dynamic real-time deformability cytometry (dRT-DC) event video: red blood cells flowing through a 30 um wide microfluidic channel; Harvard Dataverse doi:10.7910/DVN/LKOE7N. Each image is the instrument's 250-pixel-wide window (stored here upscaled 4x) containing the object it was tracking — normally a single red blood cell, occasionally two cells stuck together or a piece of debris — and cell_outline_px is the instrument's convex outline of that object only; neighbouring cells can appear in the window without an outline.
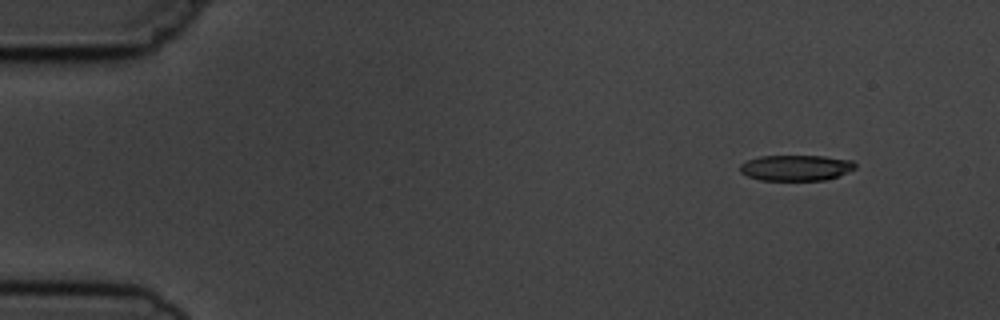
{"species": "common noctule bat (a hibernating species)", "species_latin": "Nyctalus noctula", "temperature_condition": "cold", "stored_images_in_passage": 3, "camera_frame_rate_fps": 3000, "um_per_image_px": 0.085, "animal": {"sex": "male", "body_mass_g": 19.5, "forearm_length_mm": 54.6}, "frame": {"image": 1, "passage_image": 1, "time_ms": 0.0, "image_size_px": [1000, 320], "cell_outline_px": [[856, 168], [836, 176], [824, 180], [760, 180], [748, 176], [740, 172], [740, 164], [748, 160], [760, 156], [824, 156], [852, 160], [856, 164]], "centroid_in_image_um": [67.64, 14.26], "position_along_channel_um": 17.4, "area_um2": 17.17}}
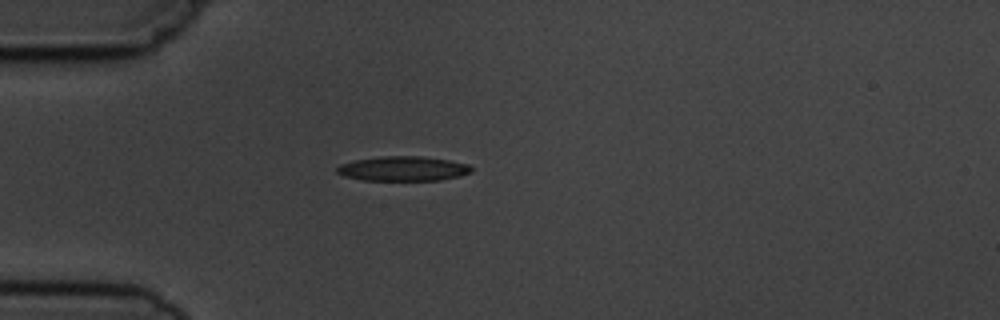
{"frame": {"image": 2, "passage_image": 3, "time_ms": 3.333, "image_size_px": [1000, 320], "cell_outline_px": [[472, 172], [460, 176], [440, 180], [364, 180], [344, 176], [336, 172], [336, 168], [340, 164], [352, 160], [380, 156], [424, 156], [448, 160], [468, 164], [472, 168]], "centroid_in_image_um": [34.25, 14.33], "position_along_channel_um": 50.8, "area_um2": 19.42}}